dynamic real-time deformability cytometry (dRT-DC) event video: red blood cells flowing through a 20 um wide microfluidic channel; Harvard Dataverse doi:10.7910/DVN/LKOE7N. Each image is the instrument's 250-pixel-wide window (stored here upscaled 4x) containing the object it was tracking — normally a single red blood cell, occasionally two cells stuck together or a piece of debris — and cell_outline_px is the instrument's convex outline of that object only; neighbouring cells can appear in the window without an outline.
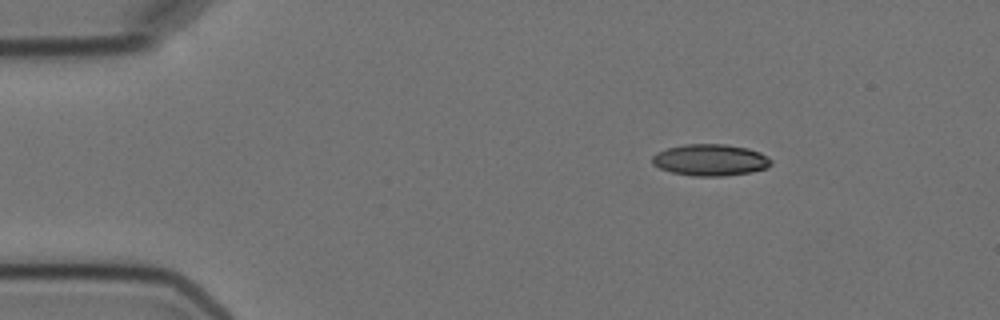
{"species": "Egyptian fruit bat (a non-hibernating species)", "species_latin": "Rousettus aegyptiacus", "temperature_condition": "cold", "stored_images_in_passage": 5, "camera_frame_rate_fps": 3000, "um_per_image_px": 0.085, "animal": {"sex": "female"}, "frame": {"image": 1, "passage_image": 2, "time_ms": 1.333, "image_size_px": [1000, 320], "cell_outline_px": [[772, 164], [768, 168], [752, 172], [724, 176], [696, 176], [672, 172], [660, 168], [652, 164], [652, 156], [656, 152], [668, 148], [684, 144], [724, 144], [748, 148], [760, 152], [768, 156], [772, 160]], "centroid_in_image_um": [60.41, 13.6], "position_along_channel_um": 24.6, "area_um2": 22.02}}